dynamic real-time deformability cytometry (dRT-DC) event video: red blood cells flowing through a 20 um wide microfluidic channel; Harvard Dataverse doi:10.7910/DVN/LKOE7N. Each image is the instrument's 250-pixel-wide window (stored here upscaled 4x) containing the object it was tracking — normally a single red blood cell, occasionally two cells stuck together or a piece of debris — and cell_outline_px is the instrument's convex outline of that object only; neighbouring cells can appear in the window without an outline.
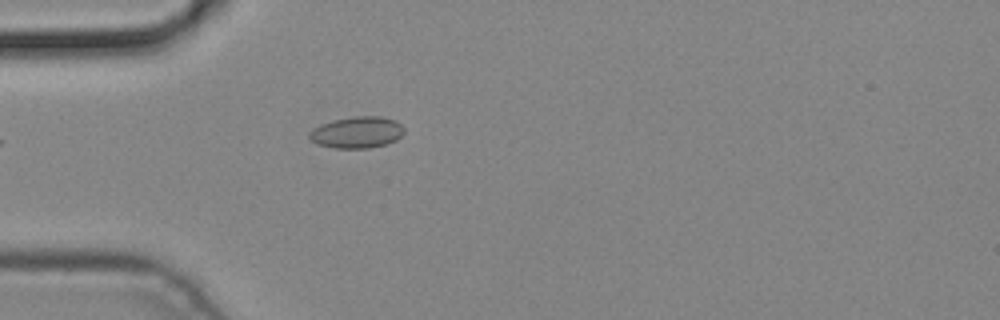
{"species": "common noctule bat (a hibernating species)", "species_latin": "Nyctalus noctula", "temperature_condition": "cold", "stored_images_in_passage": 4, "camera_frame_rate_fps": 3000, "um_per_image_px": 0.085, "animal": {"sex": "male", "body_mass_g": 19.2, "forearm_length_mm": 51.8}, "frame": {"image": 1, "passage_image": 4, "time_ms": 1.0, "image_size_px": [1000, 320], "cell_outline_px": [[404, 132], [396, 140], [384, 144], [368, 148], [332, 148], [316, 144], [308, 136], [308, 132], [312, 128], [320, 124], [332, 120], [356, 116], [380, 116], [396, 120], [404, 128]], "centroid_in_image_um": [30.31, 11.24], "position_along_channel_um": 54.7, "area_um2": 17.51}}